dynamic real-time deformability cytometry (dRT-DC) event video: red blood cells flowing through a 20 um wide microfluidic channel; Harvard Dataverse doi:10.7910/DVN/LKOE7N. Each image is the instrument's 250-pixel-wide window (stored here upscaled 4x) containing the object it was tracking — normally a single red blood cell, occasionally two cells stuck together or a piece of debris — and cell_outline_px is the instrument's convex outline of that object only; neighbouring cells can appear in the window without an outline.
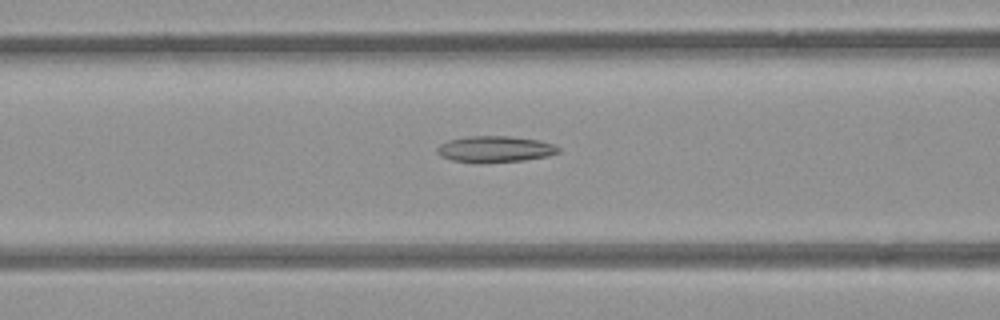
{"species": "common noctule bat (a hibernating species)", "species_latin": "Nyctalus noctula", "temperature_condition": "room temperature", "stored_images_in_passage": 44, "camera_frame_rate_fps": 3000, "um_per_image_px": 0.085, "animal": {"sex": "female", "body_mass_g": 21.9}, "frame": {"image": 1, "passage_image": 22, "time_ms": 7.0, "image_size_px": [1000, 320], "cell_outline_px": [[560, 152], [548, 156], [524, 160], [484, 164], [476, 164], [452, 160], [440, 156], [436, 152], [436, 148], [440, 144], [448, 140], [468, 136], [508, 136], [536, 140], [552, 144], [560, 148]], "centroid_in_image_um": [42.02, 12.7], "position_along_channel_um": 124.6, "area_um2": 18.84}}
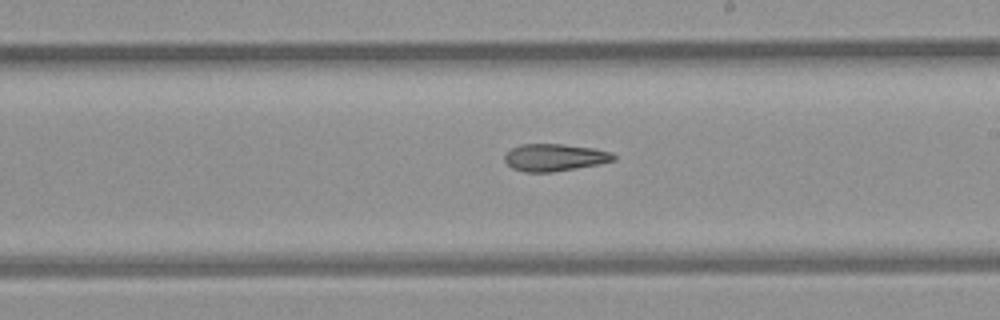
{"frame": {"image": 2, "passage_image": 31, "time_ms": 10.0, "image_size_px": [1000, 320], "cell_outline_px": [[616, 160], [576, 168], [552, 172], [524, 172], [512, 168], [504, 160], [504, 156], [512, 148], [520, 144], [564, 144], [592, 148], [612, 152], [616, 156]], "centroid_in_image_um": [47.13, 13.38], "position_along_channel_um": 241.9, "area_um2": 17.22}}
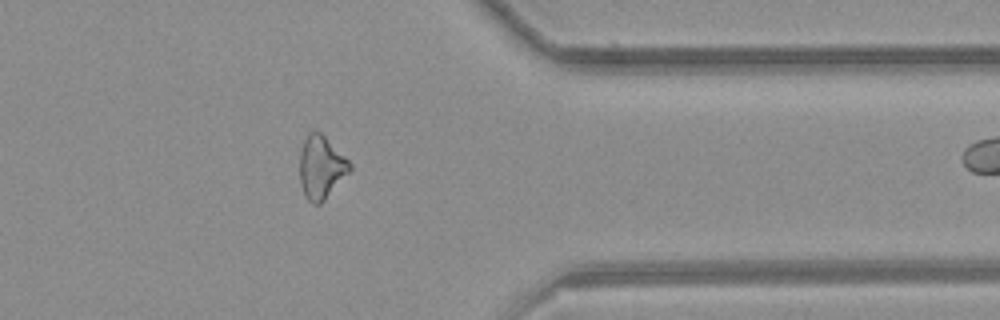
{"frame": {"image": 3, "passage_image": 43, "time_ms": 14.0, "image_size_px": [1000, 320], "cell_outline_px": [[352, 168], [324, 200], [320, 204], [312, 204], [304, 196], [300, 184], [300, 152], [304, 140], [308, 132], [320, 132], [352, 164]], "centroid_in_image_um": [27.27, 14.24], "position_along_channel_um": 384.1, "area_um2": 18.09}}